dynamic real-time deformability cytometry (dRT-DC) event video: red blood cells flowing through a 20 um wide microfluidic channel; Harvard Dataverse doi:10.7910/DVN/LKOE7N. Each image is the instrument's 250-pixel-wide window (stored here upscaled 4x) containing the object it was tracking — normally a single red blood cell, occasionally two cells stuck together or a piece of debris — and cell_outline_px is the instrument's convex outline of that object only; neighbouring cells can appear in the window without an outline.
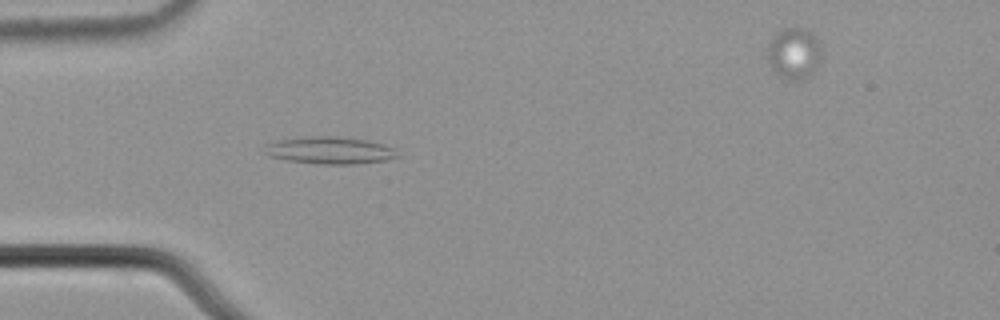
{"species": "common noctule bat (a hibernating species)", "species_latin": "Nyctalus noctula", "temperature_condition": "cold", "stored_images_in_passage": 3, "segment_of_instrument_passage": [1, 2], "camera_frame_rate_fps": 3000, "um_per_image_px": 0.085, "animal": {"sex": "male", "body_mass_g": 21.5, "forearm_length_mm": 52.0}, "frame": {"image": 1, "passage_image": 2, "time_ms": 0.333, "image_size_px": [1000, 320], "cell_outline_px": [[400, 156], [384, 160], [356, 164], [320, 164], [284, 160], [268, 156], [264, 152], [268, 144], [280, 140], [300, 136], [340, 136], [364, 140], [384, 144], [400, 148]], "centroid_in_image_um": [28.1, 12.78], "position_along_channel_um": 56.9, "area_um2": 21.39}}